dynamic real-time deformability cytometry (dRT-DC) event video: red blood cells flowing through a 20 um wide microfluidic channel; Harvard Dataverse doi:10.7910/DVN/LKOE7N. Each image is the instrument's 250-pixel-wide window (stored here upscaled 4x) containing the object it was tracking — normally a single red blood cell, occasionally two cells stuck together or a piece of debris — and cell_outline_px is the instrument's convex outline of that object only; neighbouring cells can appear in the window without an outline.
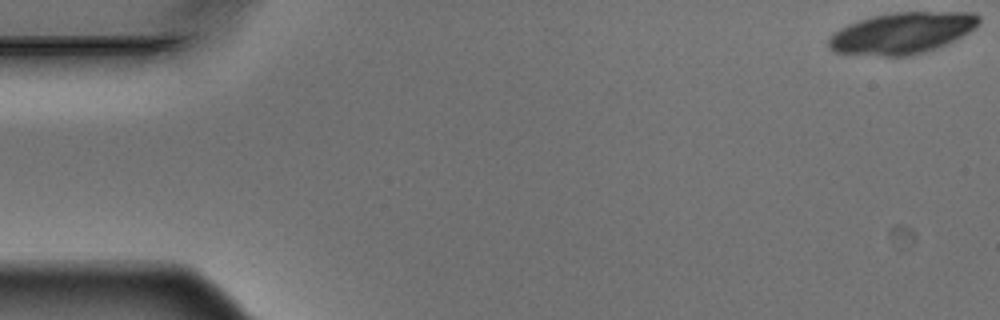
{"species": "Egyptian fruit bat (a non-hibernating species)", "species_latin": "Rousettus aegyptiacus", "temperature_condition": "warm", "stored_images_in_passage": 4, "camera_frame_rate_fps": 3000, "um_per_image_px": 0.085, "animal": {"sex": "male"}, "frame": {"image": 1, "passage_image": 1, "time_ms": 0.0, "image_size_px": [1000, 320], "cell_outline_px": [[980, 20], [976, 28], [936, 48], [924, 52], [908, 56], [880, 56], [832, 52], [828, 48], [828, 40], [840, 28], [848, 24], [872, 16], [896, 12], [976, 12], [980, 16]], "centroid_in_image_um": [76.67, 2.81], "position_along_channel_um": 8.3, "area_um2": 36.07}}